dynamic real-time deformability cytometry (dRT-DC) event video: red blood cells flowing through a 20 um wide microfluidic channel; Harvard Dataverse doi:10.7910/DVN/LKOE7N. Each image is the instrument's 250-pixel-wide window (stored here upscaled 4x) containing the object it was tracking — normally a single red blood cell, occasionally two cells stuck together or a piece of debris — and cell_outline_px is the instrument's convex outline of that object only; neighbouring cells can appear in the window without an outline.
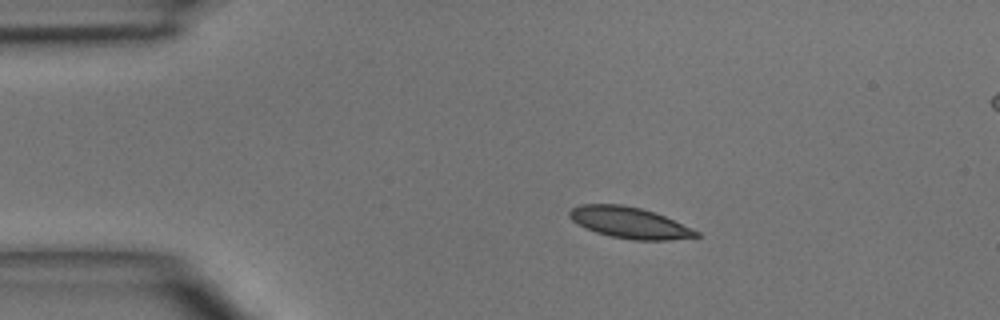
{"species": "common noctule bat (a hibernating species)", "species_latin": "Nyctalus noctula", "temperature_condition": "room temperature", "stored_images_in_passage": 5, "camera_frame_rate_fps": 3000, "um_per_image_px": 0.085, "animal": {"sex": "male", "body_mass_g": 15.6}, "frame": {"image": 1, "passage_image": 2, "time_ms": 1.333, "image_size_px": [1000, 320], "cell_outline_px": [[704, 236], [668, 240], [632, 240], [612, 236], [596, 232], [572, 220], [568, 216], [568, 212], [572, 208], [580, 204], [620, 204], [640, 208], [656, 212], [692, 228], [700, 232]], "centroid_in_image_um": [53.55, 18.92], "position_along_channel_um": 31.4, "area_um2": 23.0}}
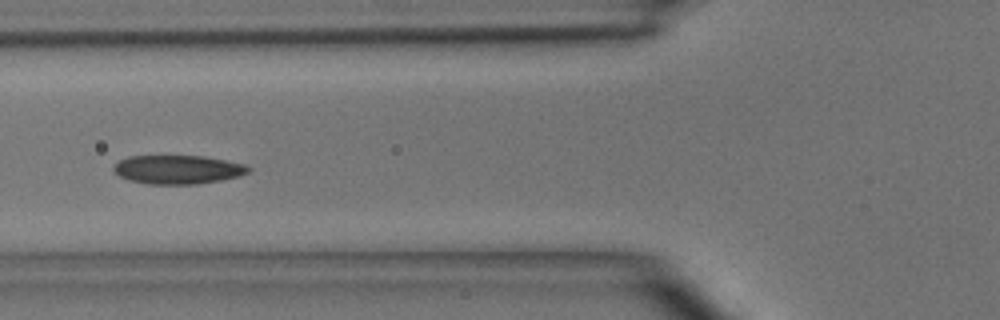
{"frame": {"image": 2, "passage_image": 4, "time_ms": 4.333, "image_size_px": [1000, 320], "cell_outline_px": [[252, 168], [248, 172], [240, 176], [220, 180], [196, 184], [148, 184], [128, 180], [120, 176], [112, 168], [120, 160], [128, 156], [204, 156], [244, 164]], "centroid_in_image_um": [15.12, 14.41], "position_along_channel_um": 110.7, "area_um2": 22.48}}